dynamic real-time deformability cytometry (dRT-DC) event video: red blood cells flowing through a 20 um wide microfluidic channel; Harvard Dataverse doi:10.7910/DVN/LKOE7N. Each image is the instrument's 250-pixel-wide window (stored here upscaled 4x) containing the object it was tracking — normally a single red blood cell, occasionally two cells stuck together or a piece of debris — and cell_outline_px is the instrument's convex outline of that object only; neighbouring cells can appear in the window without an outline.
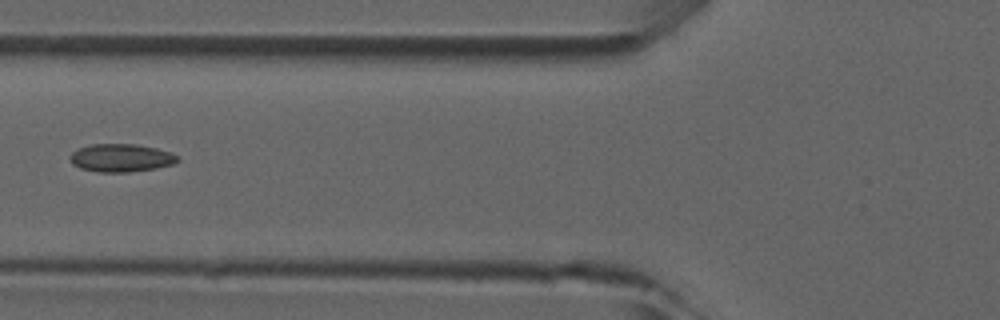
{"species": "common noctule bat (a hibernating species)", "species_latin": "Nyctalus noctula", "temperature_condition": "room temperature", "stored_images_in_passage": 3, "camera_frame_rate_fps": 3000, "um_per_image_px": 0.085, "animal": {"sex": "male", "forearm_length_mm": 52.5}, "frame": {"image": 1, "passage_image": 3, "time_ms": 2.333, "image_size_px": [1000, 320], "cell_outline_px": [[180, 160], [176, 164], [156, 168], [128, 172], [96, 172], [80, 168], [72, 164], [72, 152], [80, 148], [92, 144], [136, 144], [156, 148], [168, 152], [176, 156]], "centroid_in_image_um": [10.31, 13.43], "position_along_channel_um": 115.5, "area_um2": 17.4}}